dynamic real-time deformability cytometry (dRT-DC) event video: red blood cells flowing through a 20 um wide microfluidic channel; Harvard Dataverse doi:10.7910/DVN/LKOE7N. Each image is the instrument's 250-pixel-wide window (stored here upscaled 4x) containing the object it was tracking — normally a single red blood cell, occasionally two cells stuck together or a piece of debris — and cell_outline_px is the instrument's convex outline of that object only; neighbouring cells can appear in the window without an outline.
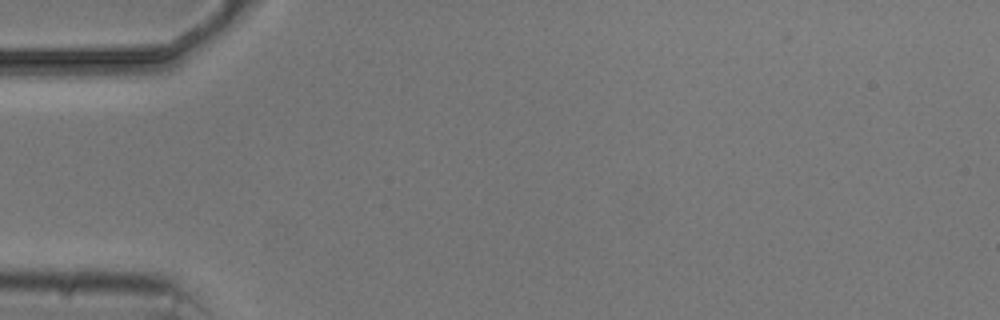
{"species": "common noctule bat (a hibernating species)", "species_latin": "Nyctalus noctula", "temperature_condition": "cold", "stored_images_in_passage": 5, "camera_frame_rate_fps": 3000, "um_per_image_px": 0.085, "animal": {"sex": "male", "body_mass_g": 20.5, "forearm_length_mm": 52.5}, "frame": {"image": 1, "passage_image": 1, "time_ms": 0.0, "image_size_px": [1000, 320], "cell_outline_px": [[188, 44], [184, 48], [148, 72], [132, 80], [16, 80], [16, 76], [20, 60], [80, 52]], "centroid_in_image_um": [8.23, 5.47], "position_along_channel_um": 76.8, "area_um2": 29.07}}